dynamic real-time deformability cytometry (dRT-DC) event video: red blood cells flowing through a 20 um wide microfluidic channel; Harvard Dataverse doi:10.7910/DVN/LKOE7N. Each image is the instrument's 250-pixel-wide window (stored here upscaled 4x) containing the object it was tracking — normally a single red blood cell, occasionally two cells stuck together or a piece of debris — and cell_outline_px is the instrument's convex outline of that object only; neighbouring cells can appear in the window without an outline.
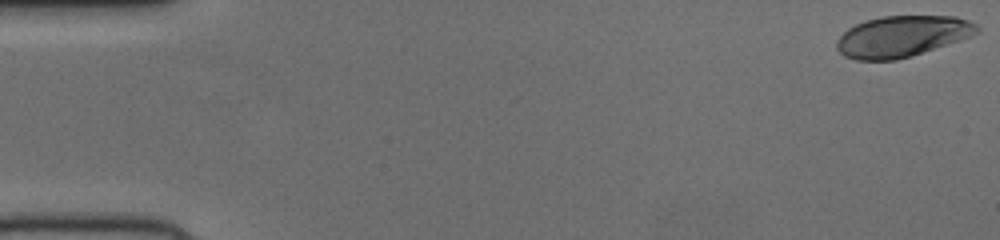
{"species": "human", "species_latin": "Homo sapiens", "temperature_condition": "cold", "stored_images_in_passage": 52, "camera_frame_rate_fps": 3000, "um_per_image_px": 0.085, "donor": {"sex": "female"}, "frame": {"image": 1, "passage_image": 1, "time_ms": 0.0, "image_size_px": [1000, 240], "cell_outline_px": [[980, 32], [896, 60], [856, 60], [844, 56], [836, 48], [836, 40], [848, 28], [864, 20], [880, 16], [956, 16], [968, 20], [976, 24], [980, 28]], "centroid_in_image_um": [76.61, 3.07], "position_along_channel_um": 8.4, "area_um2": 33.12}}
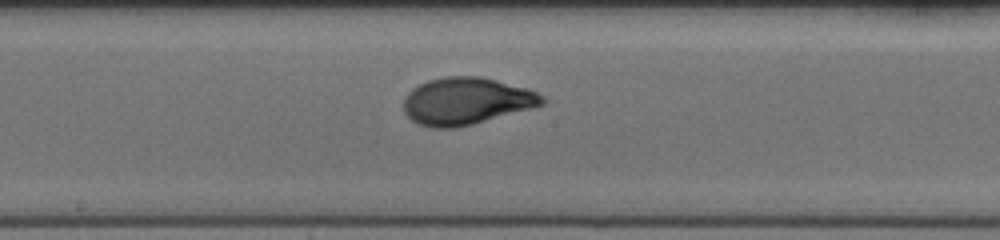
{"frame": {"image": 2, "passage_image": 28, "time_ms": 9.0, "image_size_px": [1000, 240], "cell_outline_px": [[548, 100], [544, 104], [532, 108], [472, 124], [456, 128], [432, 128], [416, 124], [404, 112], [404, 96], [412, 88], [428, 80], [444, 76], [480, 76], [528, 88], [544, 96]], "centroid_in_image_um": [39.63, 8.59], "position_along_channel_um": 208.6, "area_um2": 38.26}}
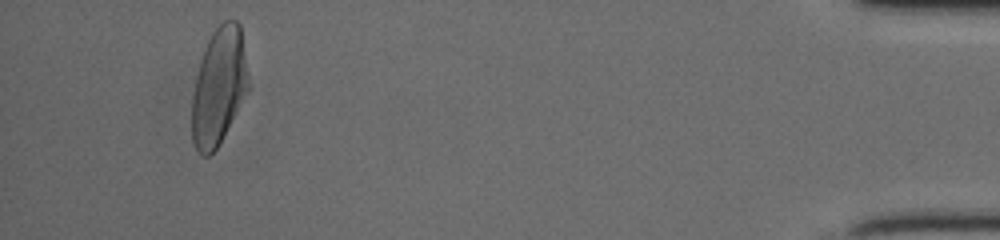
{"frame": {"image": 3, "passage_image": 49, "time_ms": 16.0, "image_size_px": [1000, 240], "cell_outline_px": [[248, 88], [216, 148], [208, 156], [204, 156], [196, 148], [192, 140], [192, 96], [196, 76], [200, 60], [204, 48], [212, 32], [224, 20], [236, 20], [240, 24], [248, 80]], "centroid_in_image_um": [18.57, 7.3], "position_along_channel_um": 416.6, "area_um2": 37.57}}